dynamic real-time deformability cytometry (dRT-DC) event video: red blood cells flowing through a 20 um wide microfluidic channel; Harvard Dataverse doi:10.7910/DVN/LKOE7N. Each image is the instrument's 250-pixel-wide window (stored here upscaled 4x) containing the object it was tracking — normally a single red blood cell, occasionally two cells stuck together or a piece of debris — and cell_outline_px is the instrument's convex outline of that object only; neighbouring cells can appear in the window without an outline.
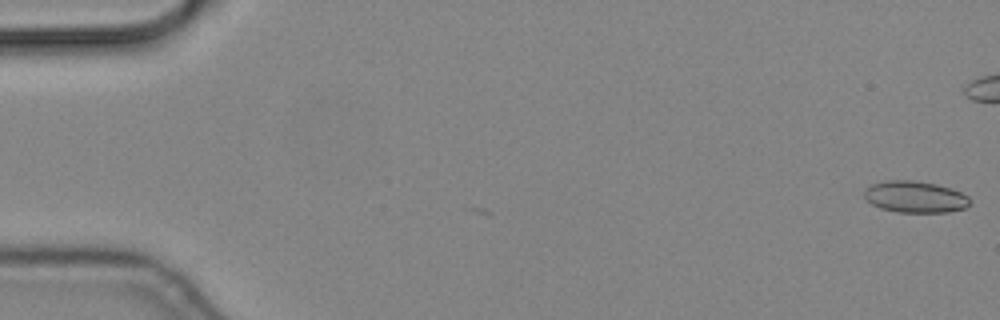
{"species": "common noctule bat (a hibernating species)", "species_latin": "Nyctalus noctula", "temperature_condition": "cold", "stored_images_in_passage": 4, "camera_frame_rate_fps": 3000, "um_per_image_px": 0.085, "animal": {"sex": "male", "body_mass_g": 19.2, "forearm_length_mm": 51.8}, "frame": {"image": 1, "passage_image": 1, "time_ms": 0.0, "image_size_px": [1000, 320], "cell_outline_px": [[968, 204], [964, 208], [948, 212], [896, 212], [880, 208], [872, 204], [864, 196], [864, 192], [872, 184], [888, 180], [912, 180], [936, 184], [960, 192], [968, 196]], "centroid_in_image_um": [77.76, 16.74], "position_along_channel_um": 7.2, "area_um2": 19.13}}